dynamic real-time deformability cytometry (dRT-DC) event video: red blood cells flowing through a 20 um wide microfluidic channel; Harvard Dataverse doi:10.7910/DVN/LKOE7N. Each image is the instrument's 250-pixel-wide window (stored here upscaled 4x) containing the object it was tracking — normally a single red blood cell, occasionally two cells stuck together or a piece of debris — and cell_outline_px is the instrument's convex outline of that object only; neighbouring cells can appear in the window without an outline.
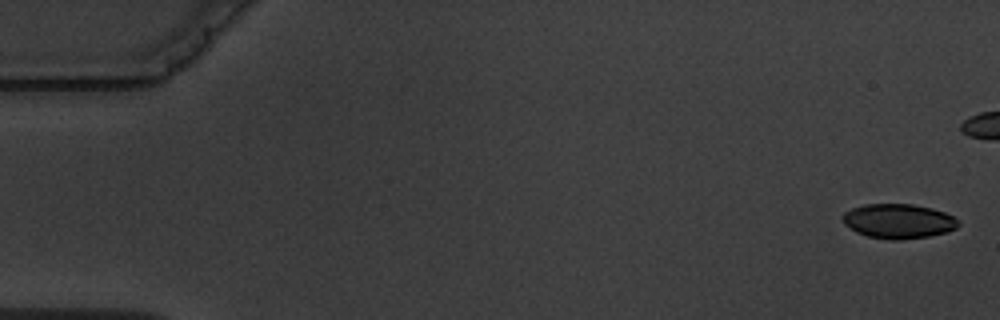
{"species": "common noctule bat (a hibernating species)", "species_latin": "Nyctalus noctula", "temperature_condition": "warm", "stored_images_in_passage": 6, "camera_frame_rate_fps": 3000, "um_per_image_px": 0.085, "animal": {"sex": "male", "body_mass_g": 19.5, "forearm_length_mm": 54.6}, "frame": {"image": 1, "passage_image": 1, "time_ms": 0.0, "image_size_px": [1000, 320], "cell_outline_px": [[960, 224], [956, 228], [948, 232], [928, 236], [900, 240], [892, 240], [868, 236], [856, 232], [844, 224], [840, 216], [844, 212], [852, 208], [864, 204], [912, 204], [932, 208], [944, 212], [960, 220]], "centroid_in_image_um": [76.36, 18.79], "position_along_channel_um": 8.6, "area_um2": 23.47}}
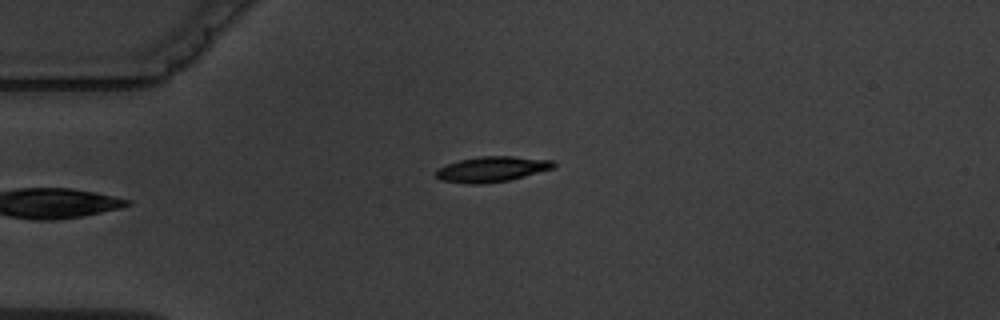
{"frame": {"image": 2, "passage_image": 6, "time_ms": 6.0, "image_size_px": [1000, 320], "cell_outline_px": [[556, 164], [552, 168], [508, 180], [480, 184], [468, 184], [440, 180], [436, 176], [436, 168], [460, 160], [480, 156], [512, 156], [552, 160]], "centroid_in_image_um": [41.76, 14.38], "position_along_channel_um": 43.2, "area_um2": 17.17}}